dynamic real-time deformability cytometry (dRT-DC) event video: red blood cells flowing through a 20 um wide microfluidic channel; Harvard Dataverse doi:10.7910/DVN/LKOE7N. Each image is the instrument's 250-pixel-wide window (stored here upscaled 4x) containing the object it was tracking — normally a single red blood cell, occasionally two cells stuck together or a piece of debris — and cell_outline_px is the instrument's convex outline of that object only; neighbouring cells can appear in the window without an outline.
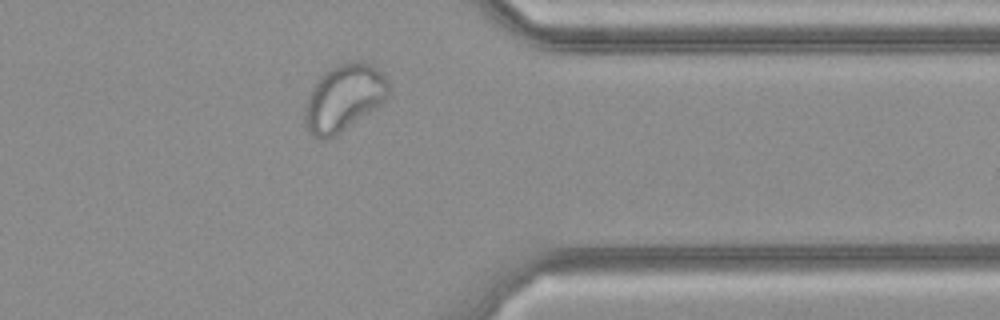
{"species": "common noctule bat (a hibernating species)", "species_latin": "Nyctalus noctula", "temperature_condition": "cold", "stored_images_in_passage": 26, "camera_frame_rate_fps": 3000, "um_per_image_px": 0.085, "animal": {"sex": "female", "body_mass_g": 21.9}, "frame": {"image": 1, "passage_image": 22, "time_ms": 7.0, "image_size_px": [1000, 320], "cell_outline_px": [[388, 92], [384, 100], [380, 104], [340, 132], [324, 140], [320, 140], [308, 128], [304, 120], [304, 108], [308, 96], [316, 80], [324, 72], [340, 64], [356, 60], [372, 64], [388, 80]], "centroid_in_image_um": [29.21, 8.28], "position_along_channel_um": 382.2, "area_um2": 31.85}}